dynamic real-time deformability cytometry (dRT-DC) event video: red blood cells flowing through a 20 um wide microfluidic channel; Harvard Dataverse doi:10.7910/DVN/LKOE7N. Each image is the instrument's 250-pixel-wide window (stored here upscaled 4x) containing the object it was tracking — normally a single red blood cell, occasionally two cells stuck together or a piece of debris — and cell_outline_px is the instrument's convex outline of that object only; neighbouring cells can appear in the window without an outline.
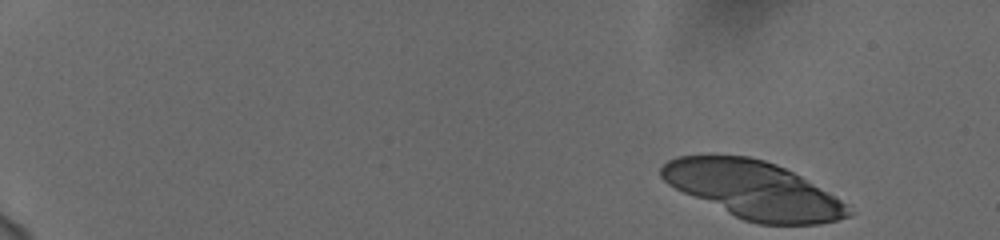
{"species": "human", "species_latin": "Homo sapiens", "temperature_condition": "cold", "stored_images_in_passage": 18, "camera_frame_rate_fps": 3000, "um_per_image_px": 0.085, "donor": {"sex": "female"}, "frame": {"image": 1, "passage_image": 1, "time_ms": 0.0, "image_size_px": [1000, 240], "cell_outline_px": [[852, 216], [820, 224], [760, 224], [744, 220], [684, 192], [668, 184], [660, 176], [660, 168], [668, 160], [676, 156], [748, 156], [764, 160], [776, 164], [800, 176], [836, 196], [852, 212]], "centroid_in_image_um": [64.06, 16.14], "position_along_channel_um": 20.9, "area_um2": 61.56}}